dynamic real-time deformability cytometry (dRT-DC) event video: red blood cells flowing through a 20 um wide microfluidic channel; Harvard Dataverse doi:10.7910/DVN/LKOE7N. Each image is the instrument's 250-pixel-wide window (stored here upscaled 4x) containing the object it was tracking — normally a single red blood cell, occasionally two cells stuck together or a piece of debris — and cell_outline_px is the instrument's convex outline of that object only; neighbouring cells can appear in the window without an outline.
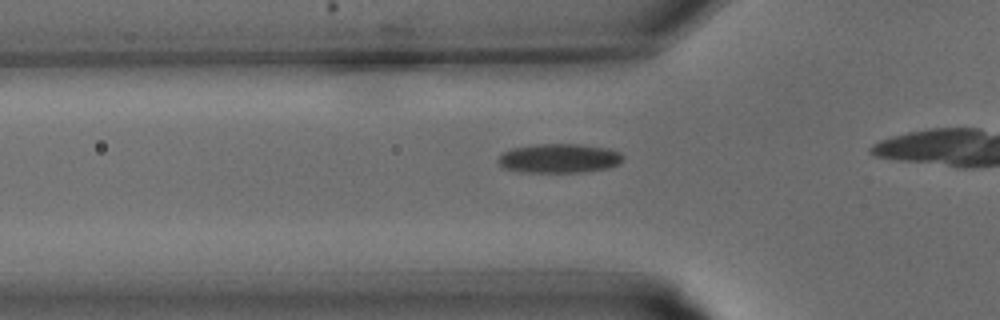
{"species": "common noctule bat (a hibernating species)", "species_latin": "Nyctalus noctula", "temperature_condition": "warm", "stored_images_in_passage": 4, "camera_frame_rate_fps": 3000, "um_per_image_px": 0.085, "animal": {"sex": "male", "body_mass_g": 15.6}, "frame": {"image": 1, "passage_image": 2, "time_ms": 0.333, "image_size_px": [1000, 320], "cell_outline_px": [[624, 160], [620, 164], [608, 168], [584, 172], [520, 172], [504, 168], [496, 160], [504, 152], [512, 148], [536, 144], [580, 144], [604, 148], [620, 152], [624, 156]], "centroid_in_image_um": [47.55, 13.46], "position_along_channel_um": 78.3, "area_um2": 21.33}}